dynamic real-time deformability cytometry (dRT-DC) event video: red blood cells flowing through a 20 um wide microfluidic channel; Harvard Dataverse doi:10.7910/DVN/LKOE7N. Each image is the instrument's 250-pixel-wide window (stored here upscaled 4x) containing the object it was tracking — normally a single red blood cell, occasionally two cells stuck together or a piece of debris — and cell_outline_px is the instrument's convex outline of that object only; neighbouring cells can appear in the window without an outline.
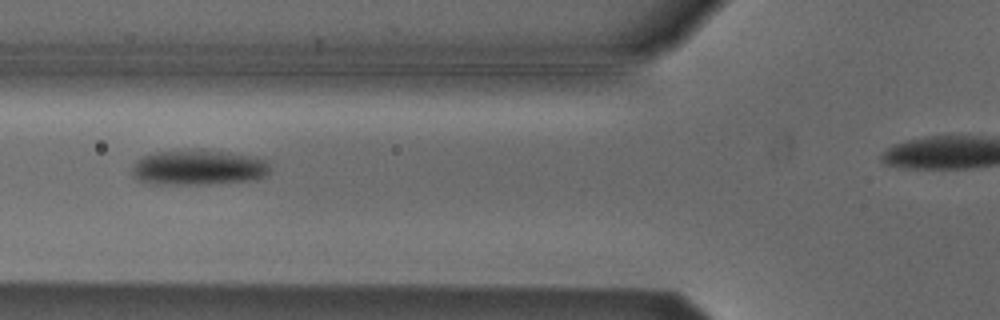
{"species": "Egyptian fruit bat (a non-hibernating species)", "species_latin": "Rousettus aegyptiacus", "temperature_condition": "cold", "stored_images_in_passage": 7, "segment_of_instrument_passage": [1, 2], "camera_frame_rate_fps": 3000, "um_per_image_px": 0.085, "animal": {"sex": "male"}, "frame": {"image": 1, "passage_image": 5, "time_ms": 1.333, "image_size_px": [1000, 320], "cell_outline_px": [[272, 172], [268, 176], [256, 180], [208, 184], [152, 184], [140, 180], [132, 176], [132, 164], [140, 156], [156, 152], [200, 148], [256, 156], [268, 160], [272, 168]], "centroid_in_image_um": [16.93, 14.22], "position_along_channel_um": 108.9, "area_um2": 29.42}}
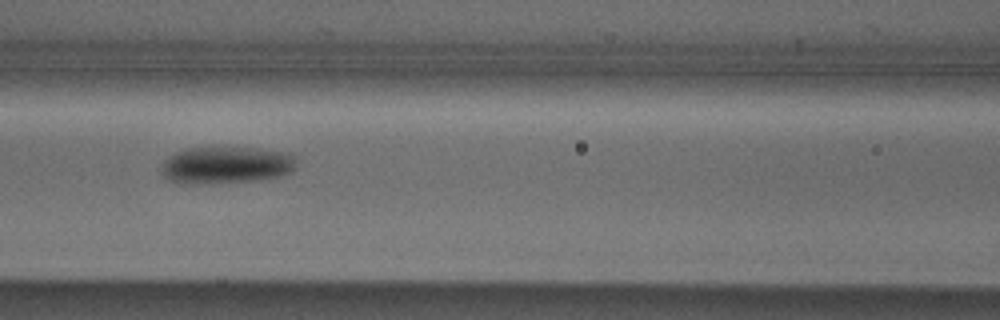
{"frame": {"image": 2, "passage_image": 6, "time_ms": 1.667, "image_size_px": [1000, 320], "cell_outline_px": [[296, 168], [292, 172], [280, 176], [260, 180], [204, 184], [184, 184], [168, 180], [160, 172], [160, 168], [164, 160], [168, 156], [184, 148], [208, 144], [256, 148], [288, 152], [296, 156]], "centroid_in_image_um": [19.2, 13.99], "position_along_channel_um": 147.4, "area_um2": 30.75}}